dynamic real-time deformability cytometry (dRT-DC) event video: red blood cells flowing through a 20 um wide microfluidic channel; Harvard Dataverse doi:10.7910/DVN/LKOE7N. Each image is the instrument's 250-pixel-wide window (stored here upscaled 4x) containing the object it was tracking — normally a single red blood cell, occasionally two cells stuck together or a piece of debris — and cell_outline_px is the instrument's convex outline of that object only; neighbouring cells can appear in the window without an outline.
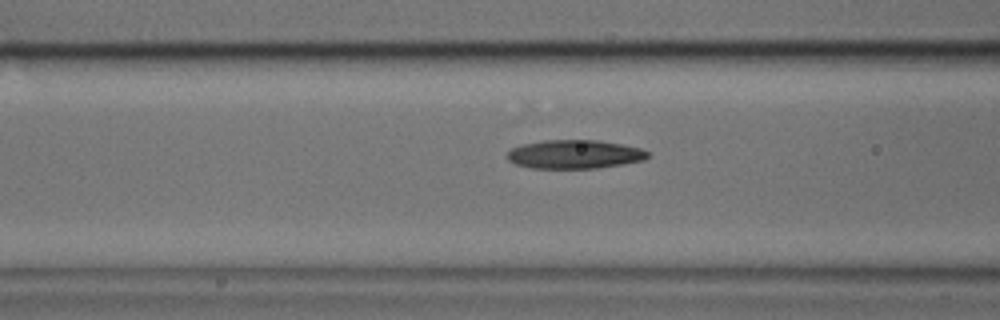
{"species": "common noctule bat (a hibernating species)", "species_latin": "Nyctalus noctula", "temperature_condition": "cold", "stored_images_in_passage": 17, "camera_frame_rate_fps": 3000, "um_per_image_px": 0.085, "animal": {"sex": "male", "body_mass_g": 17.9, "forearm_length_mm": 54.2}, "frame": {"image": 1, "passage_image": 15, "time_ms": 4.667, "image_size_px": [1000, 320], "cell_outline_px": [[648, 156], [644, 160], [596, 168], [532, 168], [516, 164], [508, 160], [508, 152], [512, 148], [524, 144], [544, 140], [596, 140], [620, 144], [640, 148], [648, 152]], "centroid_in_image_um": [48.82, 13.11], "position_along_channel_um": 117.8, "area_um2": 23.18}}